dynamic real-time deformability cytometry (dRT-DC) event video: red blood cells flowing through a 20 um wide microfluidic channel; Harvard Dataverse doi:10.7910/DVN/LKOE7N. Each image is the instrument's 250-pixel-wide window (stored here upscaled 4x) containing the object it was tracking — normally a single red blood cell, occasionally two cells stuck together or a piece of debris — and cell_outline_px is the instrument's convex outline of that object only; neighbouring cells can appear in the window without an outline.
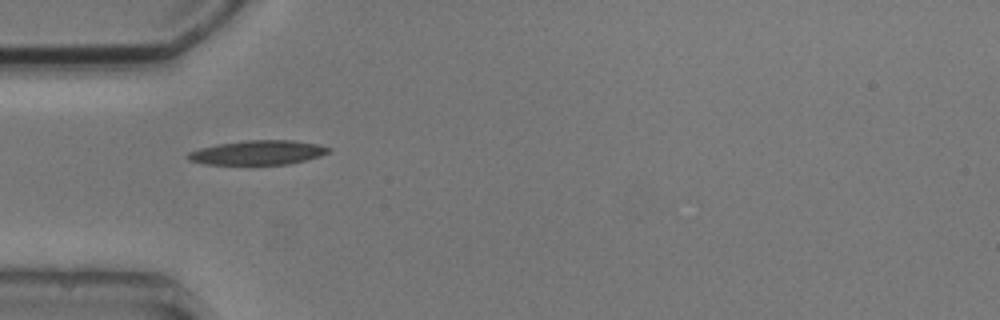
{"species": "common noctule bat (a hibernating species)", "species_latin": "Nyctalus noctula", "temperature_condition": "cold", "stored_images_in_passage": 6, "camera_frame_rate_fps": 3000, "um_per_image_px": 0.085, "animal": {"sex": "male", "body_mass_g": 20.5, "forearm_length_mm": 52.5}, "frame": {"image": 1, "passage_image": 6, "time_ms": 6.0, "image_size_px": [1000, 320], "cell_outline_px": [[332, 148], [328, 152], [320, 156], [288, 164], [204, 164], [188, 160], [184, 156], [188, 152], [200, 148], [216, 144], [244, 140], [296, 140], [320, 144]], "centroid_in_image_um": [21.89, 12.95], "position_along_channel_um": 63.1, "area_um2": 20.11}}